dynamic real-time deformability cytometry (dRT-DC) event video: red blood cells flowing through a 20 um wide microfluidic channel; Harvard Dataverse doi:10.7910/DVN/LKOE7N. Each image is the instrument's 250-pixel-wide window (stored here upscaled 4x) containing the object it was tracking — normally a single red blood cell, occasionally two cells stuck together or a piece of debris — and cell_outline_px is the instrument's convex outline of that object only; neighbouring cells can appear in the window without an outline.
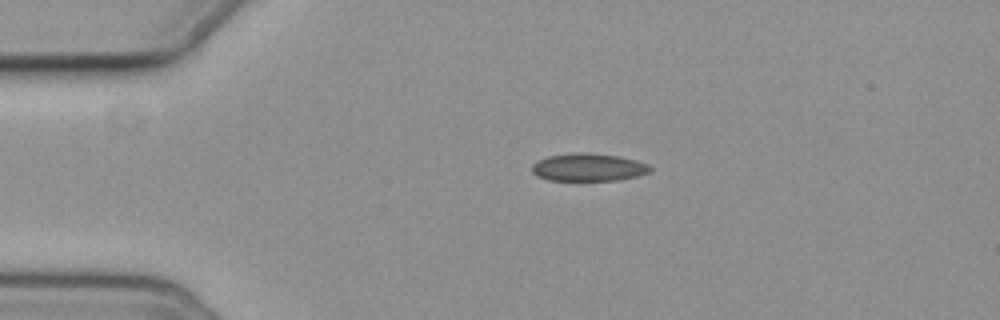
{"species": "common noctule bat (a hibernating species)", "species_latin": "Nyctalus noctula", "temperature_condition": "cold", "stored_images_in_passage": 4, "camera_frame_rate_fps": 3000, "um_per_image_px": 0.085, "animal": {"sex": "female", "body_mass_g": 19.3, "forearm_length_mm": 54.1}, "frame": {"image": 1, "passage_image": 1, "time_ms": 0.0, "image_size_px": [1000, 320], "cell_outline_px": [[652, 168], [648, 172], [636, 176], [620, 180], [548, 180], [536, 176], [532, 172], [532, 164], [536, 160], [548, 156], [572, 152], [588, 152], [620, 156], [636, 160], [648, 164]], "centroid_in_image_um": [49.98, 14.2], "position_along_channel_um": 35.0, "area_um2": 19.31}}
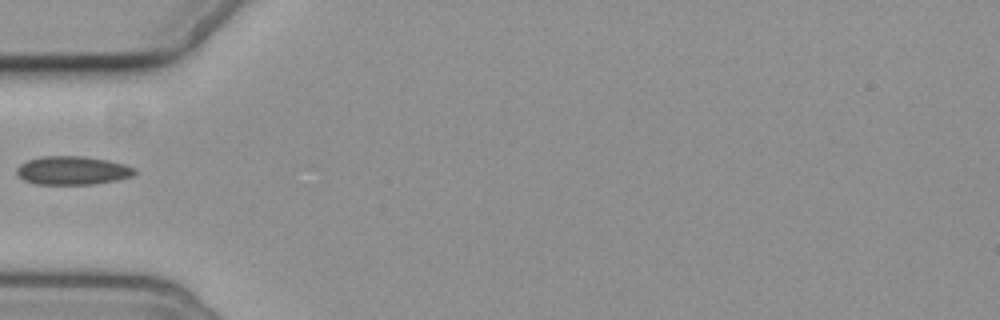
{"frame": {"image": 2, "passage_image": 3, "time_ms": 2.333, "image_size_px": [1000, 320], "cell_outline_px": [[136, 172], [132, 176], [116, 180], [92, 184], [36, 184], [24, 180], [16, 172], [16, 168], [20, 164], [28, 160], [44, 156], [84, 156], [108, 160], [124, 164], [136, 168]], "centroid_in_image_um": [6.17, 14.48], "position_along_channel_um": 78.8, "area_um2": 19.54}}
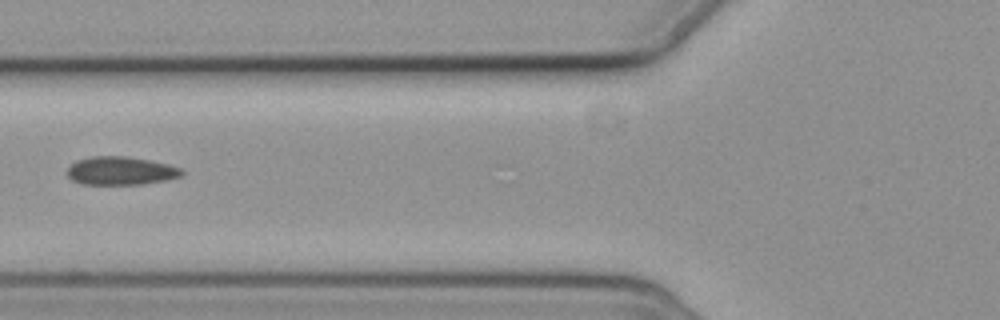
{"frame": {"image": 3, "passage_image": 4, "time_ms": 3.333, "image_size_px": [1000, 320], "cell_outline_px": [[184, 172], [180, 176], [164, 180], [144, 184], [84, 184], [72, 180], [68, 176], [68, 168], [76, 160], [92, 156], [124, 156], [148, 160], [168, 164], [180, 168]], "centroid_in_image_um": [10.25, 14.51], "position_along_channel_um": 115.6, "area_um2": 18.67}}